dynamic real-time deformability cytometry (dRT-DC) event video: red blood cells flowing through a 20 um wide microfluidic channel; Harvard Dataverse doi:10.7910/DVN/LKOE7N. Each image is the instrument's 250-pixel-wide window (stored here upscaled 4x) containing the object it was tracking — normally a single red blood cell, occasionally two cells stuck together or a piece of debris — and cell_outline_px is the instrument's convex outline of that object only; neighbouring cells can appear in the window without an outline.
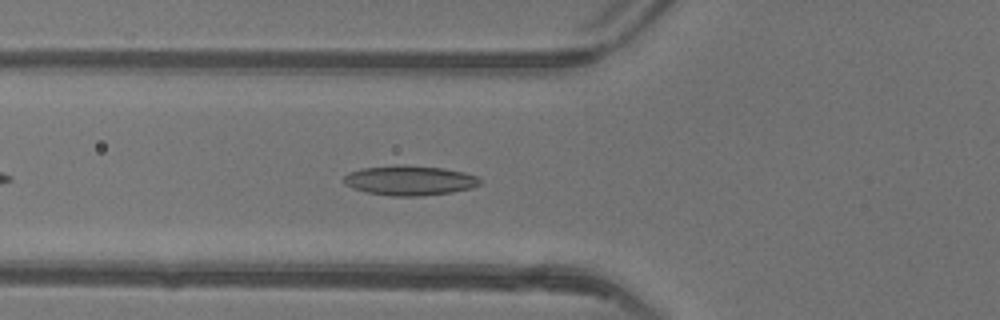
{"species": "common noctule bat (a hibernating species)", "species_latin": "Nyctalus noctula", "temperature_condition": "warm", "stored_images_in_passage": 35, "camera_frame_rate_fps": 3000, "um_per_image_px": 0.085, "animal": {"sex": "female"}, "frame": {"image": 1, "passage_image": 6, "time_ms": 1.667, "image_size_px": [1000, 320], "cell_outline_px": [[484, 180], [480, 184], [472, 188], [452, 192], [420, 196], [392, 196], [368, 192], [352, 188], [344, 184], [344, 176], [348, 172], [360, 168], [396, 164], [400, 164], [444, 168], [464, 172], [476, 176]], "centroid_in_image_um": [34.82, 15.32], "position_along_channel_um": 91.0, "area_um2": 23.93}}
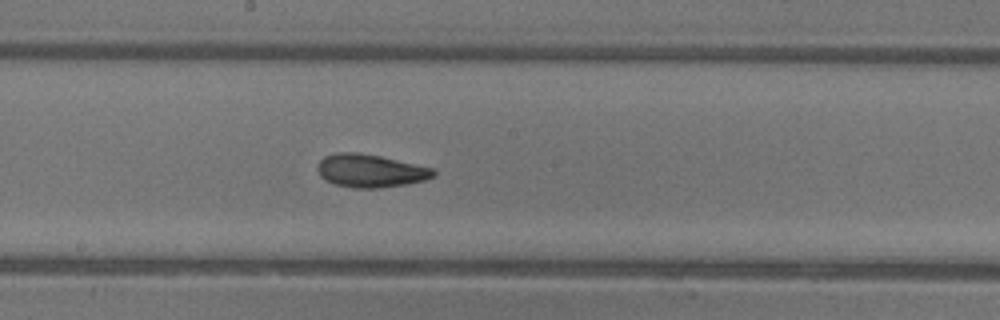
{"frame": {"image": 2, "passage_image": 15, "time_ms": 4.667, "image_size_px": [1000, 320], "cell_outline_px": [[436, 176], [424, 180], [408, 184], [380, 188], [352, 188], [336, 184], [324, 180], [320, 176], [316, 168], [320, 160], [324, 156], [336, 152], [356, 152], [380, 156], [436, 168]], "centroid_in_image_um": [31.5, 14.52], "position_along_channel_um": 216.7, "area_um2": 22.66}}
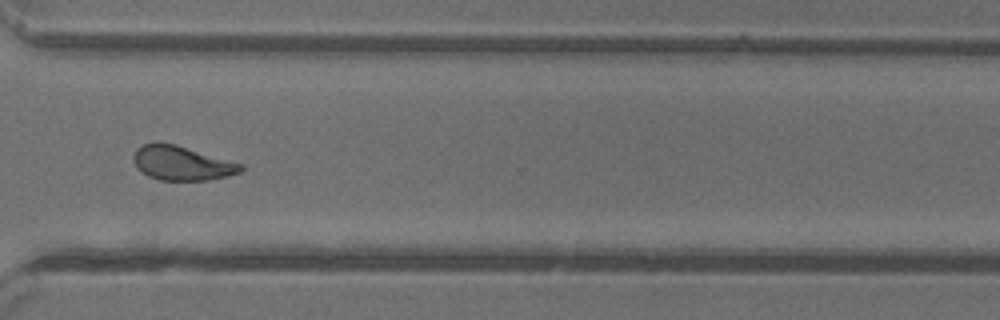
{"frame": {"image": 3, "passage_image": 25, "time_ms": 8.0, "image_size_px": [1000, 320], "cell_outline_px": [[244, 168], [240, 172], [228, 176], [208, 180], [160, 180], [148, 176], [136, 168], [132, 160], [132, 156], [136, 148], [144, 144], [176, 144], [244, 164]], "centroid_in_image_um": [15.46, 13.88], "position_along_channel_um": 355.1, "area_um2": 21.44}, "authors_computed_cell_mechanics": {"area_um2": 21.4438, "velocity_mm_per_s": 4.167, "shape_relaxation_time_tau1_ms": 5.6901, "shape_relaxation_time_tau2_ms": 2.0704, "deformation_change_tau1": 0.1615, "deformation_change_tau2": 0.0907}}